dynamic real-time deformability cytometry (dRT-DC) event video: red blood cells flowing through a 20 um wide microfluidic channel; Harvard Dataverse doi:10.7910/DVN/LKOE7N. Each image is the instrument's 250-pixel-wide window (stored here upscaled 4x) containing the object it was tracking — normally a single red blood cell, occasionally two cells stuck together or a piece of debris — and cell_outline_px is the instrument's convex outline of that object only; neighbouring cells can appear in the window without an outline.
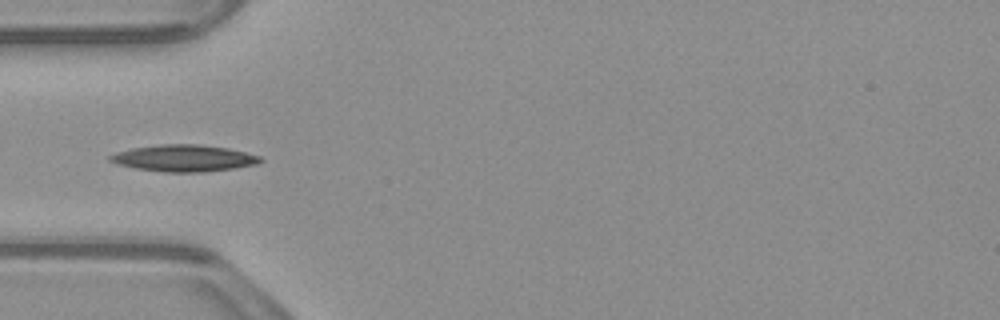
{"species": "common noctule bat (a hibernating species)", "species_latin": "Nyctalus noctula", "temperature_condition": "warm", "stored_images_in_passage": 15, "camera_frame_rate_fps": 3000, "um_per_image_px": 0.085, "animal": {"sex": "male", "body_mass_g": 23.1, "forearm_length_mm": 52.7}, "frame": {"image": 1, "passage_image": 3, "time_ms": 0.667, "image_size_px": [1000, 320], "cell_outline_px": [[264, 160], [256, 164], [232, 168], [204, 172], [164, 172], [136, 168], [116, 164], [108, 160], [108, 156], [116, 152], [132, 148], [160, 144], [200, 144], [228, 148], [260, 156]], "centroid_in_image_um": [15.6, 13.44], "position_along_channel_um": 69.4, "area_um2": 23.35}}